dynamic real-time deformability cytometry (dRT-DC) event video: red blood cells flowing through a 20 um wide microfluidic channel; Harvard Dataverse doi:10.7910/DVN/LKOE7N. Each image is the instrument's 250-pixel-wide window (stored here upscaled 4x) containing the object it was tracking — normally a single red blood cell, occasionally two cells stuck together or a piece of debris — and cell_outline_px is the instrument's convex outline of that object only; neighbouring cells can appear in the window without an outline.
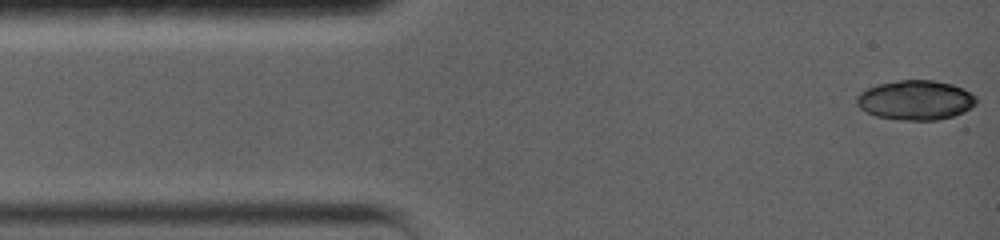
{"species": "common noctule bat (a hibernating species)", "species_latin": "Nyctalus noctula", "temperature_condition": "warm", "stored_images_in_passage": 15, "camera_frame_rate_fps": 5000, "um_per_image_px": 0.085, "animal": {"sex": "female", "body_mass_g": 19.0, "forearm_length_mm": 56.7}, "frame": {"image": 1, "passage_image": 1, "time_ms": 0.0, "image_size_px": [1000, 240], "cell_outline_px": [[976, 104], [964, 112], [952, 116], [936, 120], [900, 120], [876, 116], [860, 108], [856, 104], [856, 96], [860, 92], [868, 88], [880, 84], [896, 80], [932, 80], [952, 84], [964, 88], [976, 96]], "centroid_in_image_um": [77.83, 8.51], "position_along_channel_um": 7.2, "area_um2": 27.63}}
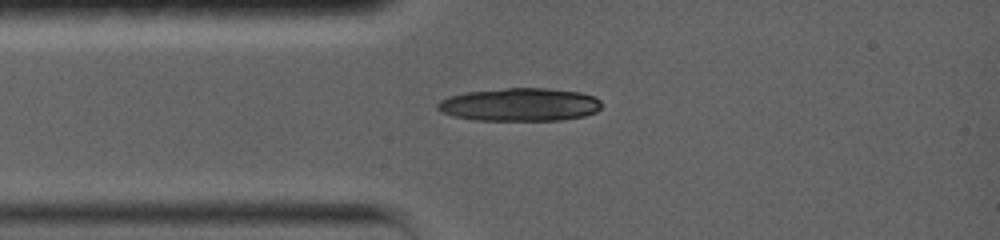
{"frame": {"image": 2, "passage_image": 15, "time_ms": 2.8, "image_size_px": [1000, 240], "cell_outline_px": [[600, 108], [596, 112], [584, 116], [560, 120], [476, 120], [452, 116], [440, 112], [436, 108], [436, 104], [440, 100], [448, 96], [468, 92], [508, 88], [548, 88], [580, 92], [592, 96], [600, 100]], "centroid_in_image_um": [44.15, 8.89], "position_along_channel_um": 40.8, "area_um2": 31.62}}